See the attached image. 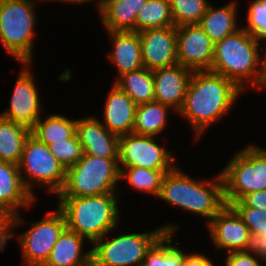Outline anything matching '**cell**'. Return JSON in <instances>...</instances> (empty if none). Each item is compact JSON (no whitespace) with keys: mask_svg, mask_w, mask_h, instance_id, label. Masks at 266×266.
<instances>
[{"mask_svg":"<svg viewBox=\"0 0 266 266\" xmlns=\"http://www.w3.org/2000/svg\"><path fill=\"white\" fill-rule=\"evenodd\" d=\"M28 70L24 68L18 75L10 99V108L0 113V116L31 130L41 117V100L34 76Z\"/></svg>","mask_w":266,"mask_h":266,"instance_id":"13","label":"cell"},{"mask_svg":"<svg viewBox=\"0 0 266 266\" xmlns=\"http://www.w3.org/2000/svg\"><path fill=\"white\" fill-rule=\"evenodd\" d=\"M31 130L0 116V161L18 165Z\"/></svg>","mask_w":266,"mask_h":266,"instance_id":"25","label":"cell"},{"mask_svg":"<svg viewBox=\"0 0 266 266\" xmlns=\"http://www.w3.org/2000/svg\"><path fill=\"white\" fill-rule=\"evenodd\" d=\"M119 158H103L84 154L66 169L65 183L58 197H86L118 193ZM116 190V191H115Z\"/></svg>","mask_w":266,"mask_h":266,"instance_id":"5","label":"cell"},{"mask_svg":"<svg viewBox=\"0 0 266 266\" xmlns=\"http://www.w3.org/2000/svg\"><path fill=\"white\" fill-rule=\"evenodd\" d=\"M170 106L157 101L137 105L133 133L156 136L166 127Z\"/></svg>","mask_w":266,"mask_h":266,"instance_id":"26","label":"cell"},{"mask_svg":"<svg viewBox=\"0 0 266 266\" xmlns=\"http://www.w3.org/2000/svg\"><path fill=\"white\" fill-rule=\"evenodd\" d=\"M105 102L102 124L118 137L133 133L137 104L115 84Z\"/></svg>","mask_w":266,"mask_h":266,"instance_id":"18","label":"cell"},{"mask_svg":"<svg viewBox=\"0 0 266 266\" xmlns=\"http://www.w3.org/2000/svg\"><path fill=\"white\" fill-rule=\"evenodd\" d=\"M125 168V169H124ZM120 179H126L134 189L158 197L164 175L172 170H151L141 167H119Z\"/></svg>","mask_w":266,"mask_h":266,"instance_id":"31","label":"cell"},{"mask_svg":"<svg viewBox=\"0 0 266 266\" xmlns=\"http://www.w3.org/2000/svg\"><path fill=\"white\" fill-rule=\"evenodd\" d=\"M18 167L24 186L34 197L35 184L48 188L49 193L56 196L64 186L66 169L51 153L49 146L31 133L24 143Z\"/></svg>","mask_w":266,"mask_h":266,"instance_id":"9","label":"cell"},{"mask_svg":"<svg viewBox=\"0 0 266 266\" xmlns=\"http://www.w3.org/2000/svg\"><path fill=\"white\" fill-rule=\"evenodd\" d=\"M76 134L84 154L119 158V137L110 132L99 119L93 116L78 119Z\"/></svg>","mask_w":266,"mask_h":266,"instance_id":"17","label":"cell"},{"mask_svg":"<svg viewBox=\"0 0 266 266\" xmlns=\"http://www.w3.org/2000/svg\"><path fill=\"white\" fill-rule=\"evenodd\" d=\"M144 67L155 70L177 64L176 26L139 32Z\"/></svg>","mask_w":266,"mask_h":266,"instance_id":"14","label":"cell"},{"mask_svg":"<svg viewBox=\"0 0 266 266\" xmlns=\"http://www.w3.org/2000/svg\"><path fill=\"white\" fill-rule=\"evenodd\" d=\"M177 62L192 71L210 70L214 43L198 23L176 27Z\"/></svg>","mask_w":266,"mask_h":266,"instance_id":"12","label":"cell"},{"mask_svg":"<svg viewBox=\"0 0 266 266\" xmlns=\"http://www.w3.org/2000/svg\"><path fill=\"white\" fill-rule=\"evenodd\" d=\"M192 72L178 63L153 70L154 100L178 112L183 105Z\"/></svg>","mask_w":266,"mask_h":266,"instance_id":"16","label":"cell"},{"mask_svg":"<svg viewBox=\"0 0 266 266\" xmlns=\"http://www.w3.org/2000/svg\"><path fill=\"white\" fill-rule=\"evenodd\" d=\"M23 220L20 216V213L14 215L8 208H6L3 204L0 203V251L3 252L5 250V246L9 239L14 237L12 234L14 228L17 225H20Z\"/></svg>","mask_w":266,"mask_h":266,"instance_id":"35","label":"cell"},{"mask_svg":"<svg viewBox=\"0 0 266 266\" xmlns=\"http://www.w3.org/2000/svg\"><path fill=\"white\" fill-rule=\"evenodd\" d=\"M35 199L24 186L18 165L0 161V203L17 215L18 209L32 206Z\"/></svg>","mask_w":266,"mask_h":266,"instance_id":"20","label":"cell"},{"mask_svg":"<svg viewBox=\"0 0 266 266\" xmlns=\"http://www.w3.org/2000/svg\"><path fill=\"white\" fill-rule=\"evenodd\" d=\"M245 207H252L266 212V190L246 194L239 200Z\"/></svg>","mask_w":266,"mask_h":266,"instance_id":"37","label":"cell"},{"mask_svg":"<svg viewBox=\"0 0 266 266\" xmlns=\"http://www.w3.org/2000/svg\"><path fill=\"white\" fill-rule=\"evenodd\" d=\"M52 1V0H51ZM54 1V0H53ZM56 1V0H55ZM57 1H62V2H71V3H87L91 0H57ZM93 1V0H92Z\"/></svg>","mask_w":266,"mask_h":266,"instance_id":"40","label":"cell"},{"mask_svg":"<svg viewBox=\"0 0 266 266\" xmlns=\"http://www.w3.org/2000/svg\"><path fill=\"white\" fill-rule=\"evenodd\" d=\"M114 82L137 105L154 101V79L152 70L142 67L121 75Z\"/></svg>","mask_w":266,"mask_h":266,"instance_id":"27","label":"cell"},{"mask_svg":"<svg viewBox=\"0 0 266 266\" xmlns=\"http://www.w3.org/2000/svg\"><path fill=\"white\" fill-rule=\"evenodd\" d=\"M247 26L242 27L257 42L266 39V0H254L248 6Z\"/></svg>","mask_w":266,"mask_h":266,"instance_id":"34","label":"cell"},{"mask_svg":"<svg viewBox=\"0 0 266 266\" xmlns=\"http://www.w3.org/2000/svg\"><path fill=\"white\" fill-rule=\"evenodd\" d=\"M117 193L86 197H58V208L65 217L66 228L92 244L119 223Z\"/></svg>","mask_w":266,"mask_h":266,"instance_id":"4","label":"cell"},{"mask_svg":"<svg viewBox=\"0 0 266 266\" xmlns=\"http://www.w3.org/2000/svg\"><path fill=\"white\" fill-rule=\"evenodd\" d=\"M258 257L259 256H256L255 254L252 255L245 251L229 252L225 260V266H262L258 261L261 258Z\"/></svg>","mask_w":266,"mask_h":266,"instance_id":"36","label":"cell"},{"mask_svg":"<svg viewBox=\"0 0 266 266\" xmlns=\"http://www.w3.org/2000/svg\"><path fill=\"white\" fill-rule=\"evenodd\" d=\"M236 7L237 4L232 1L217 9L211 3L208 5L206 13L198 24L214 44L240 29L236 22Z\"/></svg>","mask_w":266,"mask_h":266,"instance_id":"23","label":"cell"},{"mask_svg":"<svg viewBox=\"0 0 266 266\" xmlns=\"http://www.w3.org/2000/svg\"><path fill=\"white\" fill-rule=\"evenodd\" d=\"M49 148L65 169L75 165L84 155L83 147L76 133L69 139L50 144Z\"/></svg>","mask_w":266,"mask_h":266,"instance_id":"33","label":"cell"},{"mask_svg":"<svg viewBox=\"0 0 266 266\" xmlns=\"http://www.w3.org/2000/svg\"><path fill=\"white\" fill-rule=\"evenodd\" d=\"M32 224L30 229L17 236L23 263L28 266H43L59 235L66 228L65 217L57 207V210L51 211L41 221Z\"/></svg>","mask_w":266,"mask_h":266,"instance_id":"10","label":"cell"},{"mask_svg":"<svg viewBox=\"0 0 266 266\" xmlns=\"http://www.w3.org/2000/svg\"><path fill=\"white\" fill-rule=\"evenodd\" d=\"M209 235L219 250L244 251L250 235L248 227L235 209L226 204L209 222Z\"/></svg>","mask_w":266,"mask_h":266,"instance_id":"15","label":"cell"},{"mask_svg":"<svg viewBox=\"0 0 266 266\" xmlns=\"http://www.w3.org/2000/svg\"><path fill=\"white\" fill-rule=\"evenodd\" d=\"M257 42L243 28L214 44L211 69L235 83L242 91L263 87L262 56ZM259 67V68H258ZM247 81V82H246ZM249 81V83H248ZM249 85L245 86L246 83Z\"/></svg>","mask_w":266,"mask_h":266,"instance_id":"2","label":"cell"},{"mask_svg":"<svg viewBox=\"0 0 266 266\" xmlns=\"http://www.w3.org/2000/svg\"><path fill=\"white\" fill-rule=\"evenodd\" d=\"M241 92L235 83L220 74L209 70L193 71L177 114L187 118L195 137L199 138L208 126L231 111Z\"/></svg>","mask_w":266,"mask_h":266,"instance_id":"1","label":"cell"},{"mask_svg":"<svg viewBox=\"0 0 266 266\" xmlns=\"http://www.w3.org/2000/svg\"><path fill=\"white\" fill-rule=\"evenodd\" d=\"M263 55L264 56H262V72H263V88H264L266 87V52Z\"/></svg>","mask_w":266,"mask_h":266,"instance_id":"39","label":"cell"},{"mask_svg":"<svg viewBox=\"0 0 266 266\" xmlns=\"http://www.w3.org/2000/svg\"><path fill=\"white\" fill-rule=\"evenodd\" d=\"M155 136L128 133L119 137V167H141L151 170H173L175 157L159 146Z\"/></svg>","mask_w":266,"mask_h":266,"instance_id":"11","label":"cell"},{"mask_svg":"<svg viewBox=\"0 0 266 266\" xmlns=\"http://www.w3.org/2000/svg\"><path fill=\"white\" fill-rule=\"evenodd\" d=\"M220 174L228 205L251 192L266 190V149L249 145L239 150Z\"/></svg>","mask_w":266,"mask_h":266,"instance_id":"8","label":"cell"},{"mask_svg":"<svg viewBox=\"0 0 266 266\" xmlns=\"http://www.w3.org/2000/svg\"><path fill=\"white\" fill-rule=\"evenodd\" d=\"M174 26L169 0H147L136 18V31Z\"/></svg>","mask_w":266,"mask_h":266,"instance_id":"29","label":"cell"},{"mask_svg":"<svg viewBox=\"0 0 266 266\" xmlns=\"http://www.w3.org/2000/svg\"><path fill=\"white\" fill-rule=\"evenodd\" d=\"M235 211L242 218L248 227L250 235L248 237L246 253L255 254L266 262V212L245 207L240 201L231 204Z\"/></svg>","mask_w":266,"mask_h":266,"instance_id":"24","label":"cell"},{"mask_svg":"<svg viewBox=\"0 0 266 266\" xmlns=\"http://www.w3.org/2000/svg\"><path fill=\"white\" fill-rule=\"evenodd\" d=\"M35 1L0 0V40L11 56L31 66L33 59Z\"/></svg>","mask_w":266,"mask_h":266,"instance_id":"6","label":"cell"},{"mask_svg":"<svg viewBox=\"0 0 266 266\" xmlns=\"http://www.w3.org/2000/svg\"><path fill=\"white\" fill-rule=\"evenodd\" d=\"M77 120H71L59 114L48 116L45 121L42 116L31 129V134L46 145L71 138L76 133Z\"/></svg>","mask_w":266,"mask_h":266,"instance_id":"28","label":"cell"},{"mask_svg":"<svg viewBox=\"0 0 266 266\" xmlns=\"http://www.w3.org/2000/svg\"><path fill=\"white\" fill-rule=\"evenodd\" d=\"M182 266H215L214 263L205 255L196 252L187 254L184 252Z\"/></svg>","mask_w":266,"mask_h":266,"instance_id":"38","label":"cell"},{"mask_svg":"<svg viewBox=\"0 0 266 266\" xmlns=\"http://www.w3.org/2000/svg\"><path fill=\"white\" fill-rule=\"evenodd\" d=\"M103 26L108 31H136V18L147 0H98Z\"/></svg>","mask_w":266,"mask_h":266,"instance_id":"21","label":"cell"},{"mask_svg":"<svg viewBox=\"0 0 266 266\" xmlns=\"http://www.w3.org/2000/svg\"><path fill=\"white\" fill-rule=\"evenodd\" d=\"M176 226L167 223L150 232L123 233L109 241L105 239L106 234L93 243L95 246L91 248V266H141L152 245L164 233L174 234L179 227L177 224Z\"/></svg>","mask_w":266,"mask_h":266,"instance_id":"7","label":"cell"},{"mask_svg":"<svg viewBox=\"0 0 266 266\" xmlns=\"http://www.w3.org/2000/svg\"><path fill=\"white\" fill-rule=\"evenodd\" d=\"M113 42L107 57L118 69L119 77L144 67L141 42L137 31H108Z\"/></svg>","mask_w":266,"mask_h":266,"instance_id":"19","label":"cell"},{"mask_svg":"<svg viewBox=\"0 0 266 266\" xmlns=\"http://www.w3.org/2000/svg\"><path fill=\"white\" fill-rule=\"evenodd\" d=\"M84 240L76 232L65 228L43 266H91V249L85 253L82 251Z\"/></svg>","mask_w":266,"mask_h":266,"instance_id":"22","label":"cell"},{"mask_svg":"<svg viewBox=\"0 0 266 266\" xmlns=\"http://www.w3.org/2000/svg\"><path fill=\"white\" fill-rule=\"evenodd\" d=\"M178 166L166 173L158 197L181 209L206 217L208 222L226 205L223 179L196 181Z\"/></svg>","mask_w":266,"mask_h":266,"instance_id":"3","label":"cell"},{"mask_svg":"<svg viewBox=\"0 0 266 266\" xmlns=\"http://www.w3.org/2000/svg\"><path fill=\"white\" fill-rule=\"evenodd\" d=\"M174 26L199 23L210 3L207 0H169Z\"/></svg>","mask_w":266,"mask_h":266,"instance_id":"32","label":"cell"},{"mask_svg":"<svg viewBox=\"0 0 266 266\" xmlns=\"http://www.w3.org/2000/svg\"><path fill=\"white\" fill-rule=\"evenodd\" d=\"M172 233H164L147 251L141 266H182L184 252L172 244Z\"/></svg>","mask_w":266,"mask_h":266,"instance_id":"30","label":"cell"}]
</instances>
